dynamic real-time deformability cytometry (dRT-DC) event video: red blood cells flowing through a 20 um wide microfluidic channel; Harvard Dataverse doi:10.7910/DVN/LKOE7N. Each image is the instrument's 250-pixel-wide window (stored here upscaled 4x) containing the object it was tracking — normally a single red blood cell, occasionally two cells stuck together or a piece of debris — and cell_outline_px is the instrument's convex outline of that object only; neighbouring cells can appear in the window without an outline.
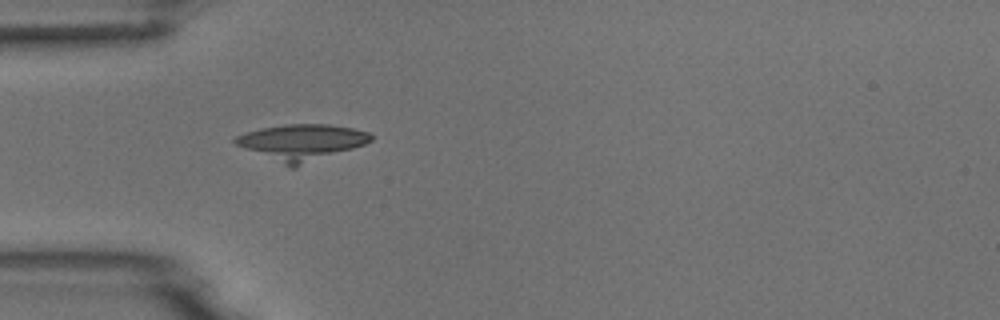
{"species": "common noctule bat (a hibernating species)", "species_latin": "Nyctalus noctula", "temperature_condition": "room temperature", "stored_images_in_passage": 5, "camera_frame_rate_fps": 3000, "um_per_image_px": 0.085, "animal": {"sex": "male", "body_mass_g": 18.8}, "frame": {"image": 1, "passage_image": 5, "time_ms": 5.667, "image_size_px": [1000, 320], "cell_outline_px": [[372, 140], [364, 144], [296, 168], [288, 168], [236, 144], [232, 140], [236, 136], [244, 132], [260, 128], [284, 124], [328, 124], [352, 128], [368, 132], [372, 136]], "centroid_in_image_um": [25.59, 12.1], "position_along_channel_um": 59.4, "area_um2": 28.5}}